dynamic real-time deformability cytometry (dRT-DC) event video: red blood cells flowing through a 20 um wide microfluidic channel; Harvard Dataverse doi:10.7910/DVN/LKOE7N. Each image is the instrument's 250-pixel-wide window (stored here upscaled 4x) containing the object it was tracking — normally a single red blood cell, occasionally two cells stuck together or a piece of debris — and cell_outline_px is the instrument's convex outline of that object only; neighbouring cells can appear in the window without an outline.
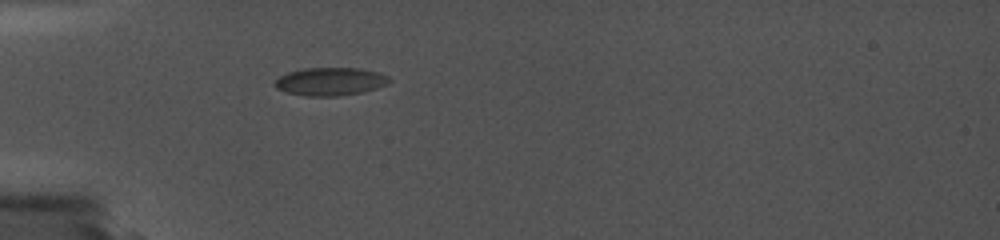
{"species": "common noctule bat (a hibernating species)", "species_latin": "Nyctalus noctula", "temperature_condition": "cold", "stored_images_in_passage": 2, "camera_frame_rate_fps": 5000, "um_per_image_px": 0.085, "animal": {"sex": "female", "body_mass_g": 19.0, "forearm_length_mm": 56.7}, "frame": {"image": 1, "passage_image": 1, "time_ms": 0.0, "image_size_px": [1000, 240], "cell_outline_px": [[392, 80], [368, 88], [352, 92], [292, 92], [280, 88], [276, 84], [276, 80], [280, 76], [288, 72], [304, 68], [360, 68], [376, 72], [388, 76]], "centroid_in_image_um": [28.07, 6.8], "position_along_channel_um": 56.9, "area_um2": 16.24}}